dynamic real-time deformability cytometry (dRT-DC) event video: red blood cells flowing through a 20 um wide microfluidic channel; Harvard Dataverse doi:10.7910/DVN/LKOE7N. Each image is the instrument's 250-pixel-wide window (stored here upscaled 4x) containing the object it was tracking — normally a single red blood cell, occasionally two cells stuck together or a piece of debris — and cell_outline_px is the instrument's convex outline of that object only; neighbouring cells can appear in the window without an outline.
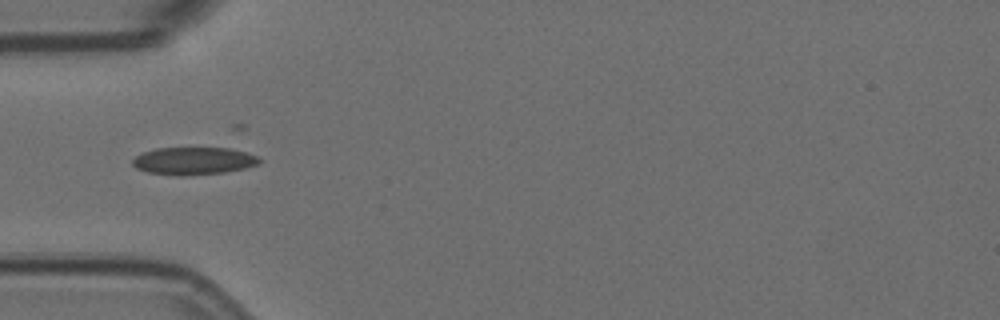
{"species": "Egyptian fruit bat (a non-hibernating species)", "species_latin": "Rousettus aegyptiacus", "temperature_condition": "room temperature", "stored_images_in_passage": 40, "camera_frame_rate_fps": 3000, "um_per_image_px": 0.085, "animal": {"sex": "female"}, "frame": {"image": 1, "passage_image": 1, "time_ms": 0.0, "image_size_px": [1000, 320], "cell_outline_px": [[260, 160], [256, 164], [244, 168], [224, 172], [184, 176], [176, 176], [148, 172], [136, 168], [132, 164], [132, 160], [140, 152], [156, 148], [228, 148], [244, 152], [256, 156]], "centroid_in_image_um": [16.37, 13.68], "position_along_channel_um": 68.6, "area_um2": 20.23}}
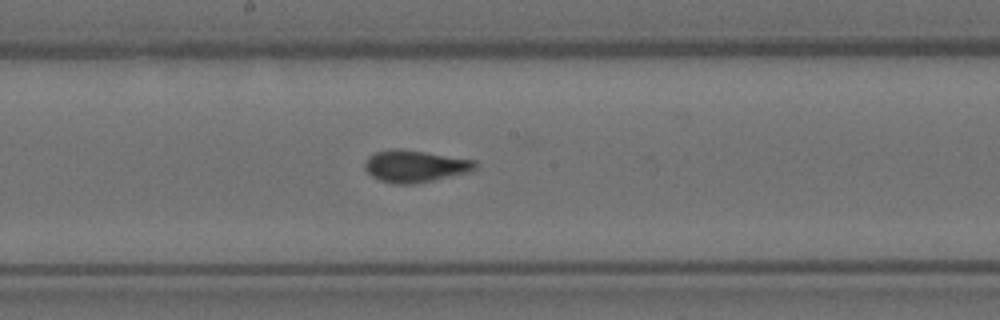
{"frame": {"image": 2, "passage_image": 13, "time_ms": 4.0, "image_size_px": [1000, 320], "cell_outline_px": [[480, 164], [472, 172], [412, 184], [396, 184], [380, 180], [372, 176], [364, 168], [364, 164], [368, 156], [376, 152], [388, 148], [400, 148], [476, 160]], "centroid_in_image_um": [35.3, 14.11], "position_along_channel_um": 212.9, "area_um2": 20.81}}
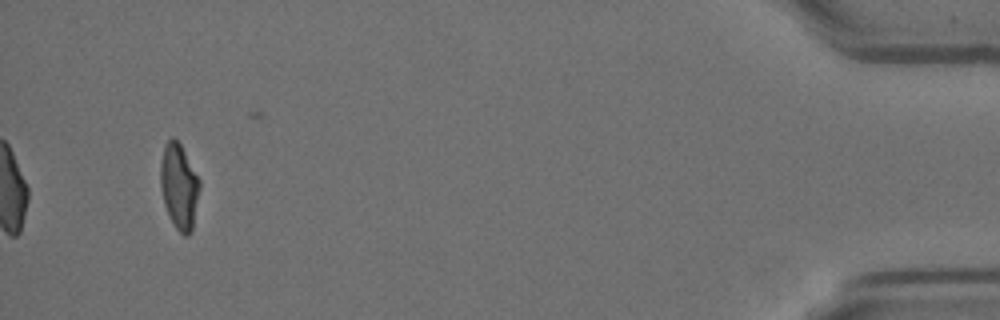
{"frame": {"image": 3, "passage_image": 37, "time_ms": 12.0, "image_size_px": [1000, 320], "cell_outline_px": [[200, 188], [192, 232], [188, 236], [184, 236], [172, 224], [168, 216], [164, 204], [160, 184], [160, 164], [164, 148], [168, 140], [172, 136], [180, 144], [200, 180]], "centroid_in_image_um": [15.22, 15.89], "position_along_channel_um": 420.0, "area_um2": 19.54}, "authors_computed_cell_mechanics": {"area_um2": 20.0855, "velocity_mm_per_s": 3.5843, "shape_relaxation_time_tau1_ms": 5.1877, "shape_relaxation_time_tau2_ms": null, "deformation_change_tau1": 0.1427, "deformation_change_tau2": null}}